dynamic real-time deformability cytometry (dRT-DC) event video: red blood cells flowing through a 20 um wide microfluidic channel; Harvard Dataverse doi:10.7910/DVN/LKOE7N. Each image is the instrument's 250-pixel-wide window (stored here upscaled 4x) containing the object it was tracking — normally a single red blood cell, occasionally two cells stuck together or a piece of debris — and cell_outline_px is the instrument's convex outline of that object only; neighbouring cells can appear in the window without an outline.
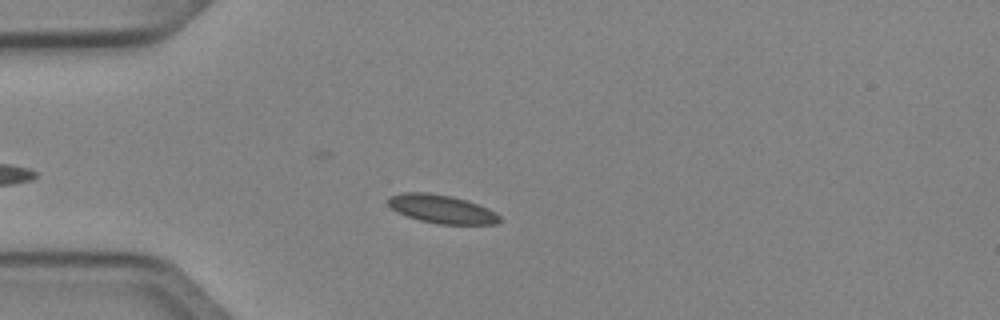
{"species": "Egyptian fruit bat (a non-hibernating species)", "species_latin": "Rousettus aegyptiacus", "temperature_condition": "cold", "stored_images_in_passage": 39, "camera_frame_rate_fps": 3000, "um_per_image_px": 0.085, "animal": {"sex": "female"}, "frame": {"image": 1, "passage_image": 9, "time_ms": 2.667, "image_size_px": [1000, 320], "cell_outline_px": [[500, 220], [496, 224], [440, 224], [420, 220], [396, 212], [388, 204], [388, 196], [400, 192], [428, 192], [452, 196], [468, 200], [488, 208], [496, 212], [500, 216]], "centroid_in_image_um": [37.53, 17.75], "position_along_channel_um": 47.5, "area_um2": 18.61}}
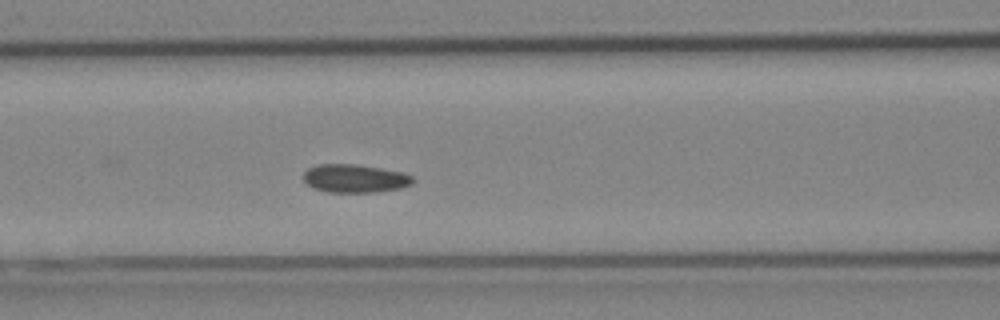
{"frame": {"image": 2, "passage_image": 17, "time_ms": 5.333, "image_size_px": [1000, 320], "cell_outline_px": [[416, 180], [412, 184], [400, 188], [376, 192], [328, 192], [312, 188], [304, 180], [304, 172], [308, 168], [316, 164], [356, 164], [404, 172], [412, 176]], "centroid_in_image_um": [30.18, 15.16], "position_along_channel_um": 136.4, "area_um2": 18.15}}
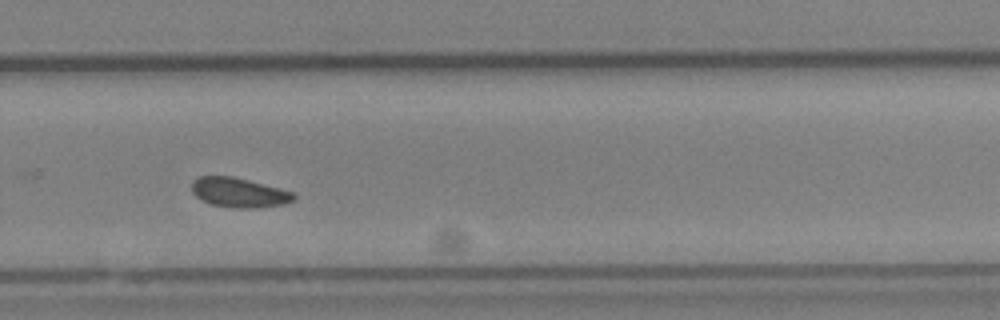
{"frame": {"image": 3, "passage_image": 30, "time_ms": 9.667, "image_size_px": [1000, 320], "cell_outline_px": [[296, 200], [284, 204], [256, 208], [236, 208], [212, 204], [200, 200], [192, 192], [192, 180], [200, 176], [232, 176], [280, 188], [292, 192], [296, 196]], "centroid_in_image_um": [20.32, 16.37], "position_along_channel_um": 309.5, "area_um2": 17.63}, "authors_computed_cell_mechanics": {"area_um2": 17.918, "velocity_mm_per_s": 4.0047, "shape_relaxation_time_tau1_ms": null, "shape_relaxation_time_tau2_ms": 8.248, "deformation_change_tau1": null, "deformation_change_tau2": 0.0871}}